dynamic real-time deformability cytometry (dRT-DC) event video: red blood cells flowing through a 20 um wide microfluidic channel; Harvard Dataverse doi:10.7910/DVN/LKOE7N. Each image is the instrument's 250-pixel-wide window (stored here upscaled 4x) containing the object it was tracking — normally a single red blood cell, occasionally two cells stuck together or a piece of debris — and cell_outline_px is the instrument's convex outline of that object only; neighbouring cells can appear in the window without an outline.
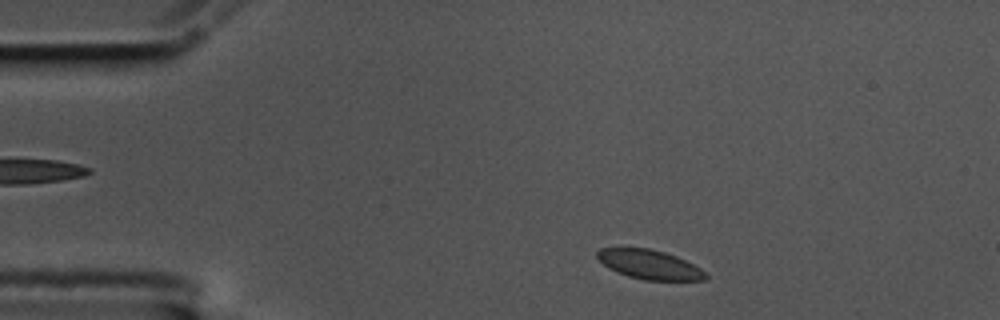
{"species": "common noctule bat (a hibernating species)", "species_latin": "Nyctalus noctula", "temperature_condition": "cold", "stored_images_in_passage": 50, "camera_frame_rate_fps": 3000, "um_per_image_px": 0.085, "animal": {"sex": "male", "body_mass_g": 17.5, "forearm_length_mm": 52.3}, "frame": {"image": 1, "passage_image": 1, "time_ms": 0.0, "image_size_px": [1000, 320], "cell_outline_px": [[708, 276], [704, 280], [644, 280], [628, 276], [616, 272], [608, 268], [596, 256], [596, 252], [600, 248], [648, 248], [664, 252], [676, 256], [700, 268]], "centroid_in_image_um": [55.18, 22.48], "position_along_channel_um": 29.8, "area_um2": 18.32}}
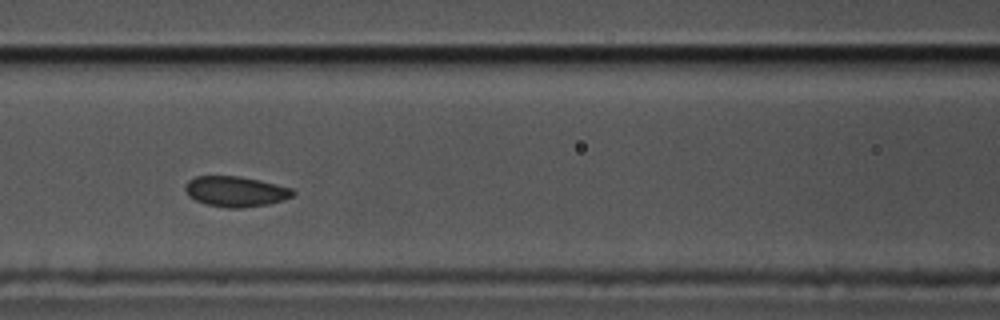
{"frame": {"image": 2, "passage_image": 16, "time_ms": 5.0, "image_size_px": [1000, 320], "cell_outline_px": [[296, 192], [292, 196], [284, 200], [268, 204], [240, 208], [228, 208], [208, 204], [196, 200], [188, 196], [184, 188], [184, 184], [188, 180], [196, 176], [240, 176], [260, 180], [292, 188]], "centroid_in_image_um": [20.02, 16.27], "position_along_channel_um": 146.6, "area_um2": 19.13}}
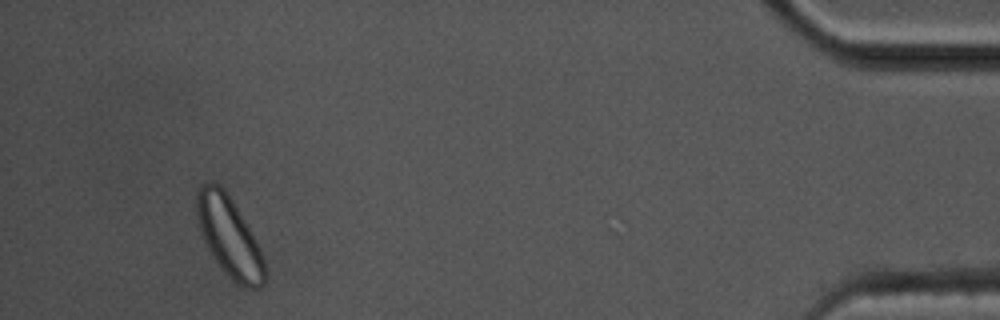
{"frame": {"image": 3, "passage_image": 46, "time_ms": 15.0, "image_size_px": [1000, 320], "cell_outline_px": [[268, 272], [264, 284], [260, 288], [244, 288], [232, 280], [224, 272], [212, 256], [204, 240], [200, 228], [196, 212], [196, 192], [200, 184], [212, 180], [220, 184], [224, 188], [256, 240], [260, 248]], "centroid_in_image_um": [19.49, 20.13], "position_along_channel_um": 415.7, "area_um2": 31.85}, "authors_computed_cell_mechanics": {"area_um2": 19.5653, "velocity_mm_per_s": 3.39, "shape_relaxation_time_tau1_ms": 2.0603, "shape_relaxation_time_tau2_ms": null, "deformation_change_tau1": 0.0453, "deformation_change_tau2": null}}